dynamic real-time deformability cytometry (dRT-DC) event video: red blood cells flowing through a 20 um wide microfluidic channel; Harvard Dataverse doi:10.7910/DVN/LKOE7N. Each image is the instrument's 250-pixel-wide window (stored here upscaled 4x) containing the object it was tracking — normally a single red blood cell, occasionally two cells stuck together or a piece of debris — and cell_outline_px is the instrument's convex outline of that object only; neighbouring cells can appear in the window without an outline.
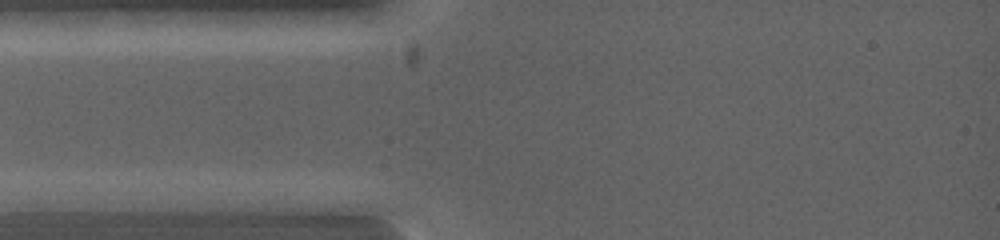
{"species": "common noctule bat (a hibernating species)", "species_latin": "Nyctalus noctula", "temperature_condition": "warm", "stored_images_in_passage": 5, "camera_frame_rate_fps": 5000, "um_per_image_px": 0.085, "animal": {"sex": "female", "body_mass_g": 19.0, "forearm_length_mm": 53.3}, "frame": {"image": 1, "passage_image": 1, "time_ms": 0.0, "image_size_px": [1000, 240], "cell_outline_px": [[140, 200], [84, 212], [28, 212], [12, 200], [80, 192], [124, 192]], "centroid_in_image_um": [6.36, 17.16], "position_along_channel_um": 78.6, "area_um2": 12.95}}